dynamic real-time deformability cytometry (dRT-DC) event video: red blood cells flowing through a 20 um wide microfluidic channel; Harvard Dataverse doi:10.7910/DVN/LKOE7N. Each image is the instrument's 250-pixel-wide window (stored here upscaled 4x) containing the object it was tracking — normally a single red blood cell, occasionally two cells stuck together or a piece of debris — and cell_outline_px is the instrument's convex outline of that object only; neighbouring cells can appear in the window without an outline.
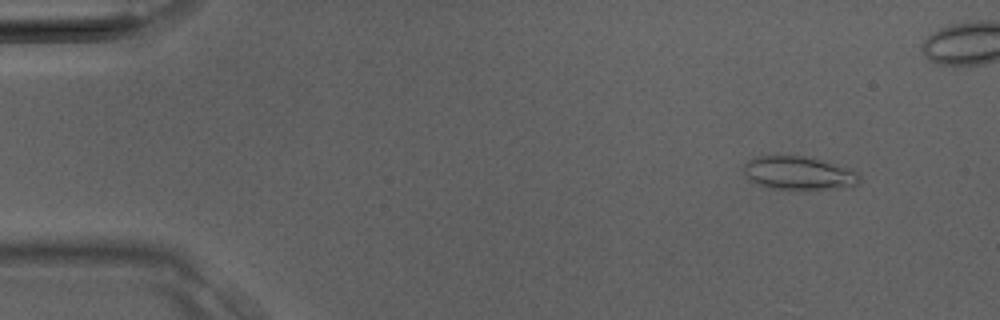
{"species": "Egyptian fruit bat (a non-hibernating species)", "species_latin": "Rousettus aegyptiacus", "temperature_condition": "room temperature", "stored_images_in_passage": 10, "camera_frame_rate_fps": 3000, "um_per_image_px": 0.085, "animal": {"sex": "male"}, "frame": {"image": 1, "passage_image": 4, "time_ms": 1.0, "image_size_px": [1000, 320], "cell_outline_px": [[860, 180], [852, 188], [768, 188], [748, 180], [744, 172], [744, 164], [748, 160], [756, 156], [804, 156], [820, 160], [848, 168], [860, 172]], "centroid_in_image_um": [67.89, 14.71], "position_along_channel_um": 17.1, "area_um2": 22.31}}